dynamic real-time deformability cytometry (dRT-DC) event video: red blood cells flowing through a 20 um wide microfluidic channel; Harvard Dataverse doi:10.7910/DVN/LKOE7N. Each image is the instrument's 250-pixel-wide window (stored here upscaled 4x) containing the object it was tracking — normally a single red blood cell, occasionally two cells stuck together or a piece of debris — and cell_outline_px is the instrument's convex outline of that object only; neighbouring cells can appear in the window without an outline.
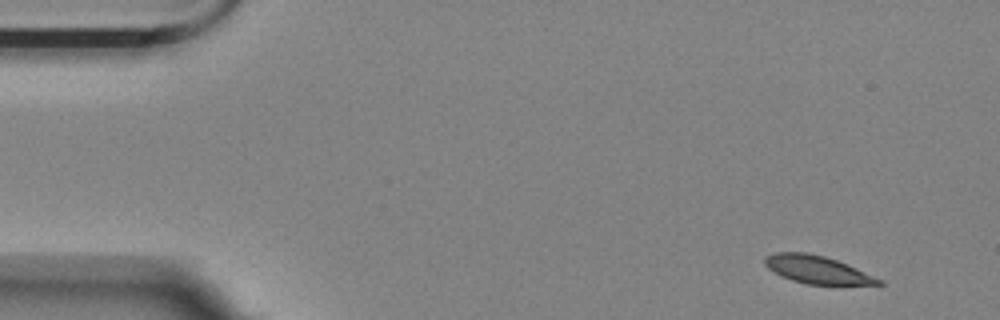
{"species": "Egyptian fruit bat (a non-hibernating species)", "species_latin": "Rousettus aegyptiacus", "temperature_condition": "room temperature", "stored_images_in_passage": 8, "camera_frame_rate_fps": 3000, "um_per_image_px": 0.085, "animal": {"sex": "female"}, "frame": {"image": 1, "passage_image": 1, "time_ms": 0.0, "image_size_px": [1000, 320], "cell_outline_px": [[884, 284], [836, 288], [808, 284], [792, 280], [780, 276], [768, 268], [764, 264], [764, 256], [776, 252], [808, 252], [824, 256], [836, 260], [856, 268], [884, 280]], "centroid_in_image_um": [69.54, 22.98], "position_along_channel_um": 15.5, "area_um2": 19.42}}
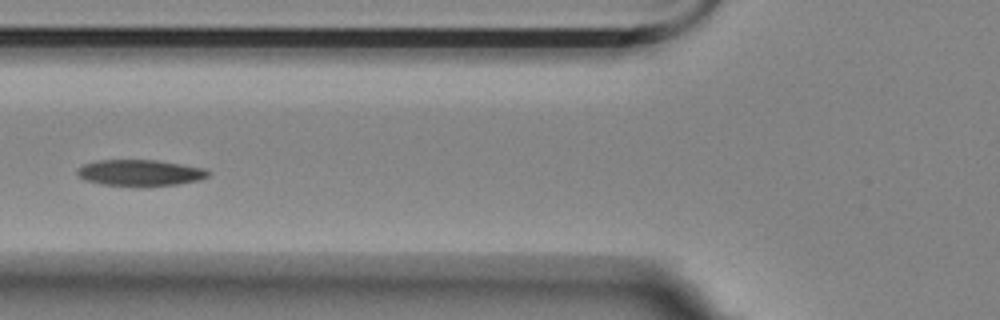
{"frame": {"image": 2, "passage_image": 6, "time_ms": 1.667, "image_size_px": [1000, 320], "cell_outline_px": [[208, 176], [200, 180], [176, 184], [136, 188], [100, 184], [84, 180], [76, 172], [76, 168], [84, 164], [96, 160], [156, 160], [204, 168], [208, 172]], "centroid_in_image_um": [11.84, 14.71], "position_along_channel_um": 114.0, "area_um2": 20.4}}
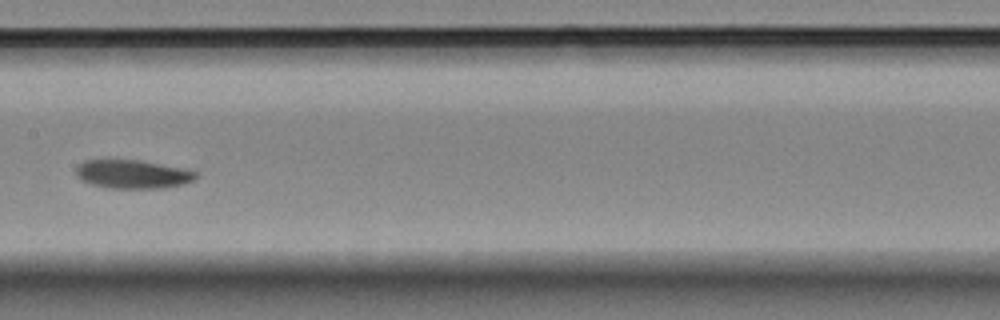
{"frame": {"image": 3, "passage_image": 8, "time_ms": 2.333, "image_size_px": [1000, 320], "cell_outline_px": [[196, 176], [192, 180], [184, 184], [164, 188], [108, 188], [92, 184], [80, 180], [76, 176], [76, 168], [84, 160], [140, 160], [180, 168], [196, 172]], "centroid_in_image_um": [11.23, 14.81], "position_along_channel_um": 196.2, "area_um2": 19.77}}